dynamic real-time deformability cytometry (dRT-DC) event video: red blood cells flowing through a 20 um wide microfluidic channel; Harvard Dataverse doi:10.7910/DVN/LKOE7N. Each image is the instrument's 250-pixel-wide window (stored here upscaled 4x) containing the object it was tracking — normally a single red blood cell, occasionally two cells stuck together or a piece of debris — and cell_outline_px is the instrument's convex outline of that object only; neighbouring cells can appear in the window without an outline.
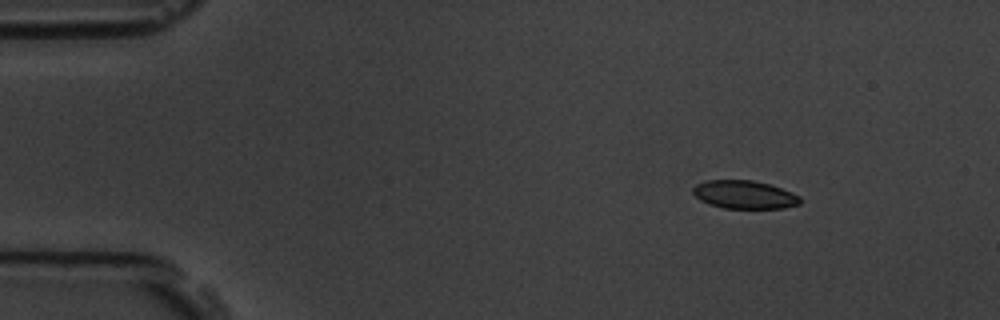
{"species": "common noctule bat (a hibernating species)", "species_latin": "Nyctalus noctula", "temperature_condition": "room temperature", "stored_images_in_passage": 7, "camera_frame_rate_fps": 3000, "um_per_image_px": 0.085, "animal": {"sex": "male", "body_mass_g": 19.5, "forearm_length_mm": 54.6}, "frame": {"image": 1, "passage_image": 2, "time_ms": 1.333, "image_size_px": [1000, 320], "cell_outline_px": [[800, 204], [784, 208], [724, 208], [708, 204], [700, 200], [692, 192], [692, 188], [696, 184], [708, 180], [752, 180], [768, 184], [792, 192], [800, 196]], "centroid_in_image_um": [63.26, 16.54], "position_along_channel_um": 21.7, "area_um2": 17.57}}
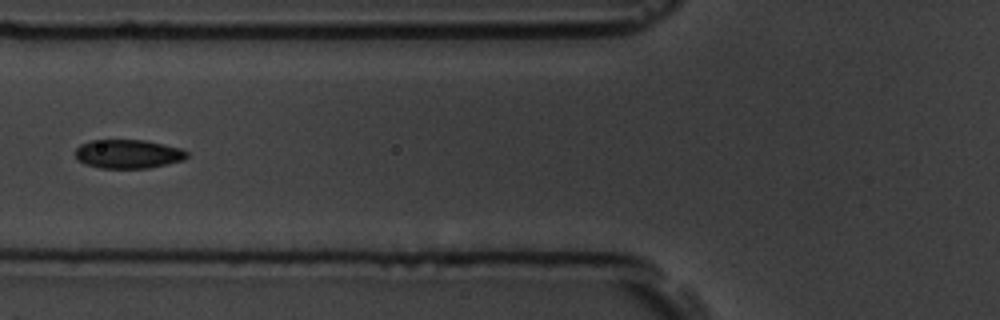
{"frame": {"image": 2, "passage_image": 6, "time_ms": 6.0, "image_size_px": [1000, 320], "cell_outline_px": [[188, 156], [184, 160], [148, 168], [100, 168], [84, 164], [76, 160], [76, 148], [80, 144], [92, 140], [144, 140], [164, 144], [180, 148], [188, 152]], "centroid_in_image_um": [10.87, 13.09], "position_along_channel_um": 114.9, "area_um2": 18.84}}
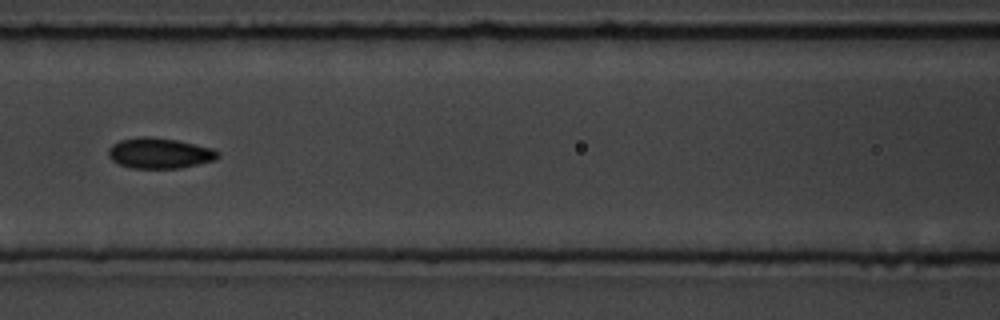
{"frame": {"image": 3, "passage_image": 7, "time_ms": 7.0, "image_size_px": [1000, 320], "cell_outline_px": [[220, 156], [216, 160], [180, 168], [132, 168], [120, 164], [112, 160], [108, 156], [108, 148], [112, 144], [120, 140], [140, 136], [148, 136], [176, 140], [212, 148], [220, 152]], "centroid_in_image_um": [13.56, 13.02], "position_along_channel_um": 153.0, "area_um2": 19.54}}